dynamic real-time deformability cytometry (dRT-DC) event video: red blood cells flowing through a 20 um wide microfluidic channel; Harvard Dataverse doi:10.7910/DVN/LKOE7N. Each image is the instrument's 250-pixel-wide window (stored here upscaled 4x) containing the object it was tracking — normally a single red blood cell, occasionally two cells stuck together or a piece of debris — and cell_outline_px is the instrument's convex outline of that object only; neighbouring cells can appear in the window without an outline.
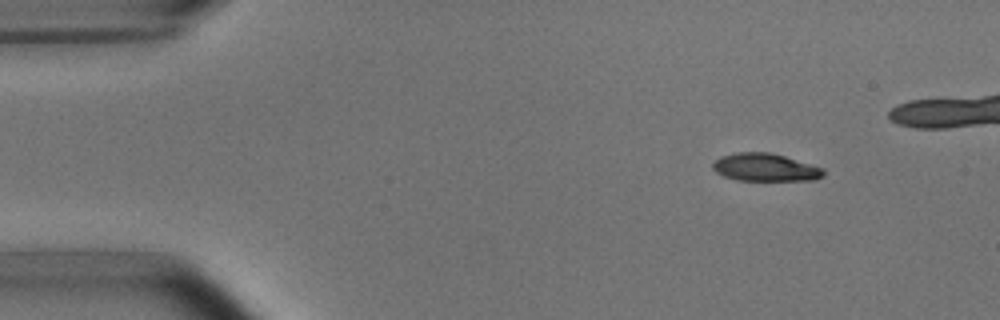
{"species": "common noctule bat (a hibernating species)", "species_latin": "Nyctalus noctula", "temperature_condition": "room temperature", "stored_images_in_passage": 5, "camera_frame_rate_fps": 3000, "um_per_image_px": 0.085, "animal": {"sex": "male", "body_mass_g": 15.6}, "frame": {"image": 1, "passage_image": 2, "time_ms": 1.333, "image_size_px": [1000, 320], "cell_outline_px": [[824, 176], [816, 180], [736, 180], [724, 176], [716, 172], [712, 168], [712, 164], [720, 156], [736, 152], [772, 152], [824, 168]], "centroid_in_image_um": [65.05, 14.22], "position_along_channel_um": 19.9, "area_um2": 18.03}}
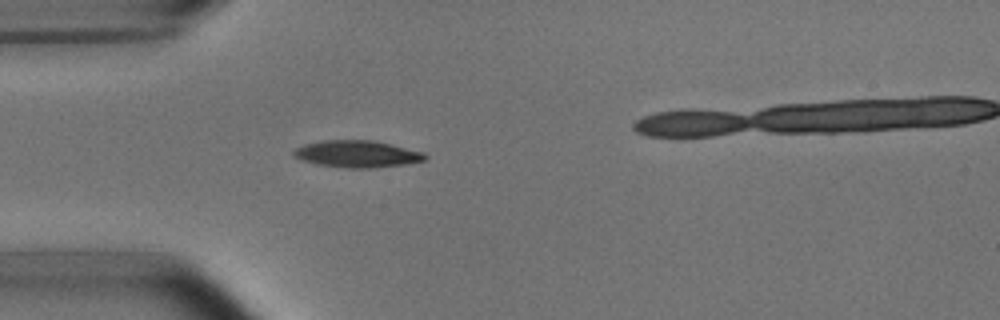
{"frame": {"image": 2, "passage_image": 4, "time_ms": 4.333, "image_size_px": [1000, 320], "cell_outline_px": [[428, 160], [404, 164], [372, 168], [348, 168], [316, 164], [300, 160], [292, 156], [292, 152], [296, 148], [304, 144], [324, 140], [376, 140], [424, 152], [428, 156]], "centroid_in_image_um": [30.36, 13.08], "position_along_channel_um": 54.6, "area_um2": 20.87}}